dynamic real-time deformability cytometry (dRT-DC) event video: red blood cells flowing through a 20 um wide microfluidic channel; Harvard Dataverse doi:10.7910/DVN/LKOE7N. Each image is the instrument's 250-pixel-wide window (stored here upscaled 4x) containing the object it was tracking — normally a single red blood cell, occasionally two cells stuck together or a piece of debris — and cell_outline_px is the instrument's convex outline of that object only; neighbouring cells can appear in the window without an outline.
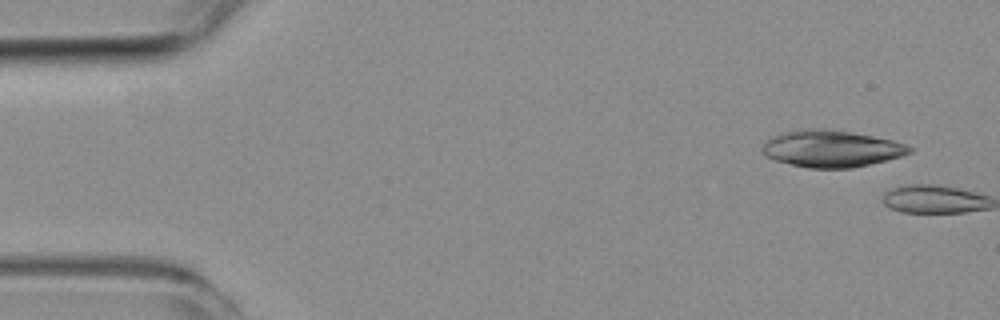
{"species": "common noctule bat (a hibernating species)", "species_latin": "Nyctalus noctula", "temperature_condition": "room temperature", "stored_images_in_passage": 2, "camera_frame_rate_fps": 3000, "um_per_image_px": 0.085, "animal": {"sex": "female", "body_mass_g": 19.3, "forearm_length_mm": 54.1}, "frame": {"image": 1, "passage_image": 1, "time_ms": 0.0, "image_size_px": [1000, 320], "cell_outline_px": [[912, 152], [900, 156], [852, 168], [808, 168], [776, 160], [764, 156], [764, 144], [768, 140], [784, 132], [808, 128], [820, 128], [852, 132], [892, 140], [908, 144], [912, 148]], "centroid_in_image_um": [70.7, 12.63], "position_along_channel_um": 14.3, "area_um2": 31.1}}